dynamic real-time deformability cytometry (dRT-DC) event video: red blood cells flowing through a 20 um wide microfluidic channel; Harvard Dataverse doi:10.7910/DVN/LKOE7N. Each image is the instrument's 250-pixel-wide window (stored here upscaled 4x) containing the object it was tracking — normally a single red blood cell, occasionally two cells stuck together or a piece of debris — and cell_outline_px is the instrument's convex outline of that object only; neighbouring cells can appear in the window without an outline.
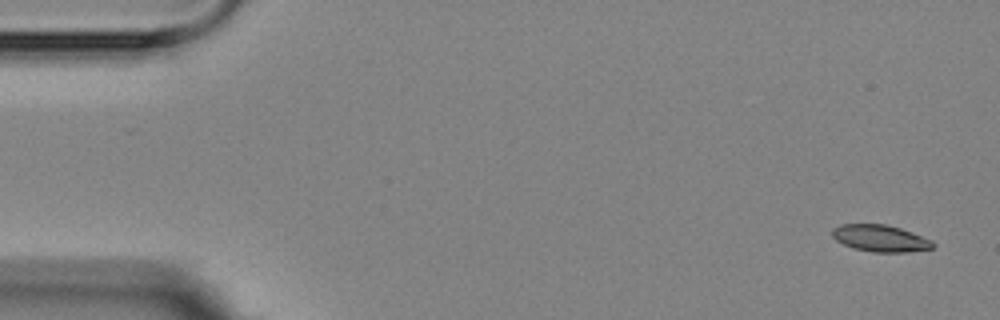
{"species": "Egyptian fruit bat (a non-hibernating species)", "species_latin": "Rousettus aegyptiacus", "temperature_condition": "room temperature", "stored_images_in_passage": 5, "camera_frame_rate_fps": 3000, "um_per_image_px": 0.085, "animal": {"sex": "female"}, "frame": {"image": 1, "passage_image": 1, "time_ms": 0.0, "image_size_px": [1000, 320], "cell_outline_px": [[936, 244], [932, 248], [908, 252], [872, 252], [856, 248], [844, 244], [836, 240], [832, 236], [832, 228], [840, 224], [884, 224], [900, 228], [912, 232], [932, 240]], "centroid_in_image_um": [74.84, 20.25], "position_along_channel_um": 10.2, "area_um2": 15.66}}